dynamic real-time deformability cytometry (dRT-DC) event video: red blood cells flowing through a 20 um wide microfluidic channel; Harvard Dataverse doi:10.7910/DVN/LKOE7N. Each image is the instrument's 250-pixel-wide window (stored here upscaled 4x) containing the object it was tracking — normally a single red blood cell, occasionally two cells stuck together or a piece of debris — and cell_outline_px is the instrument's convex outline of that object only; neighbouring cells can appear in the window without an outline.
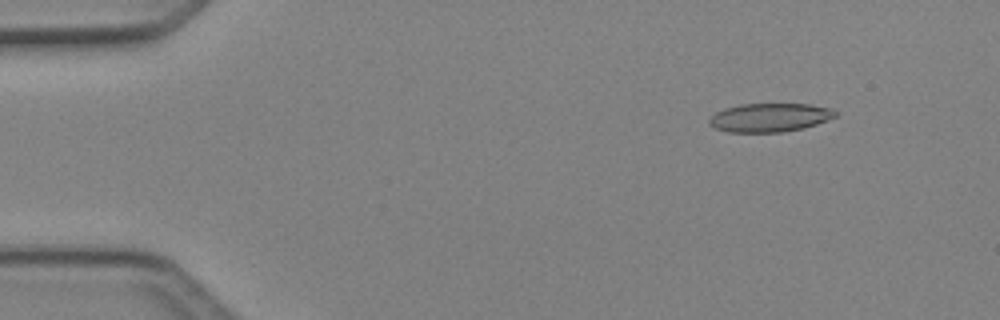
{"species": "Egyptian fruit bat (a non-hibernating species)", "species_latin": "Rousettus aegyptiacus", "temperature_condition": "cold", "stored_images_in_passage": 48, "camera_frame_rate_fps": 3000, "um_per_image_px": 0.085, "animal": {"sex": "female"}, "frame": {"image": 1, "passage_image": 6, "time_ms": 1.667, "image_size_px": [1000, 320], "cell_outline_px": [[836, 116], [828, 120], [804, 128], [780, 132], [728, 132], [716, 128], [708, 124], [708, 120], [716, 112], [724, 108], [740, 104], [808, 104], [832, 108], [836, 112]], "centroid_in_image_um": [65.42, 9.99], "position_along_channel_um": 19.6, "area_um2": 21.04}}
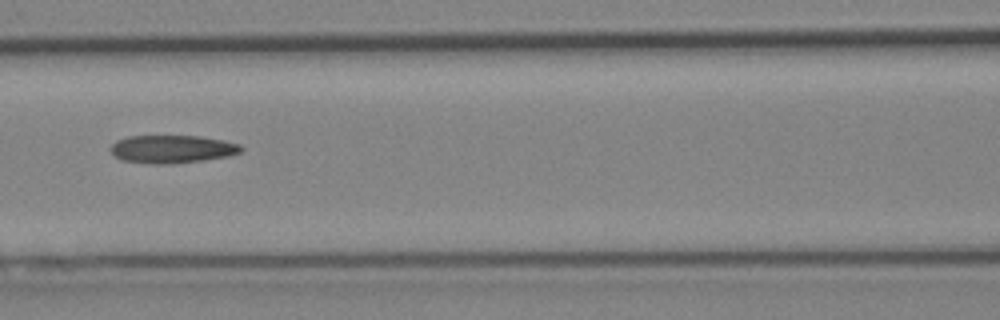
{"frame": {"image": 2, "passage_image": 22, "time_ms": 7.0, "image_size_px": [1000, 320], "cell_outline_px": [[244, 148], [240, 152], [228, 156], [204, 160], [168, 164], [148, 164], [120, 160], [112, 152], [112, 144], [116, 140], [128, 136], [200, 136], [224, 140], [240, 144]], "centroid_in_image_um": [14.64, 12.67], "position_along_channel_um": 152.0, "area_um2": 21.33}}
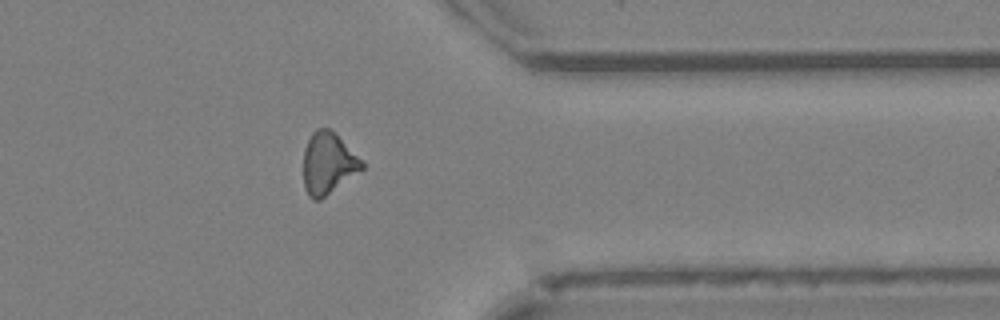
{"frame": {"image": 3, "passage_image": 39, "time_ms": 12.667, "image_size_px": [1000, 320], "cell_outline_px": [[364, 168], [320, 200], [312, 200], [308, 196], [304, 188], [304, 148], [312, 132], [316, 128], [328, 128], [336, 132], [364, 164]], "centroid_in_image_um": [27.86, 13.88], "position_along_channel_um": 383.5, "area_um2": 20.92}, "authors_computed_cell_mechanics": {"area_um2": 21.0392, "velocity_mm_per_s": 4.2493, "shape_relaxation_time_tau1_ms": null, "shape_relaxation_time_tau2_ms": 4.7576, "deformation_change_tau1": null, "deformation_change_tau2": 0.1592}}